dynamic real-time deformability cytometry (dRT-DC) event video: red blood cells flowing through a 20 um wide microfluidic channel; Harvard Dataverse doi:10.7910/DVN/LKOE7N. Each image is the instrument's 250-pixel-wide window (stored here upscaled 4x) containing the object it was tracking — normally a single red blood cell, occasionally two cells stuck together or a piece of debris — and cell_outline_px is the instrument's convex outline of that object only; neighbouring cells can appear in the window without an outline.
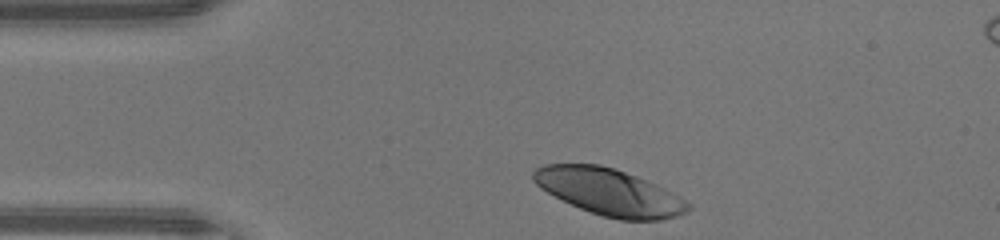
{"species": "human", "species_latin": "Homo sapiens", "temperature_condition": "warm", "stored_images_in_passage": 30, "camera_frame_rate_fps": 3000, "um_per_image_px": 0.085, "donor": {"sex": "male"}, "frame": {"image": 1, "passage_image": 1, "time_ms": 0.0, "image_size_px": [1000, 240], "cell_outline_px": [[692, 208], [688, 212], [676, 216], [660, 220], [620, 220], [604, 216], [580, 208], [540, 188], [532, 180], [532, 172], [536, 168], [544, 164], [600, 164], [636, 176], [656, 184], [680, 196], [692, 204]], "centroid_in_image_um": [51.82, 16.32], "position_along_channel_um": 33.2, "area_um2": 41.85}}
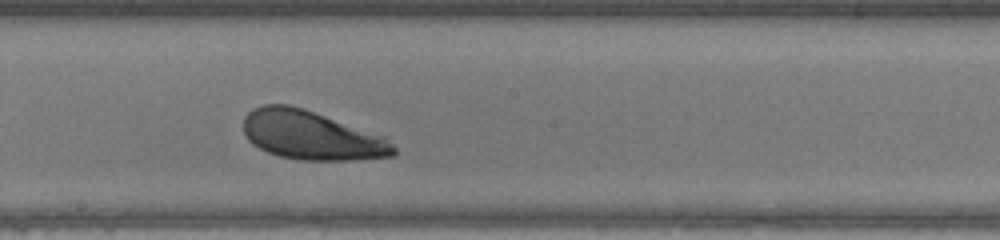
{"frame": {"image": 2, "passage_image": 17, "time_ms": 5.333, "image_size_px": [1000, 240], "cell_outline_px": [[396, 156], [352, 160], [300, 160], [280, 156], [268, 152], [252, 144], [248, 140], [244, 132], [244, 116], [252, 108], [264, 104], [288, 104], [304, 108], [384, 136], [396, 148]], "centroid_in_image_um": [26.46, 11.5], "position_along_channel_um": 221.7, "area_um2": 42.89}}
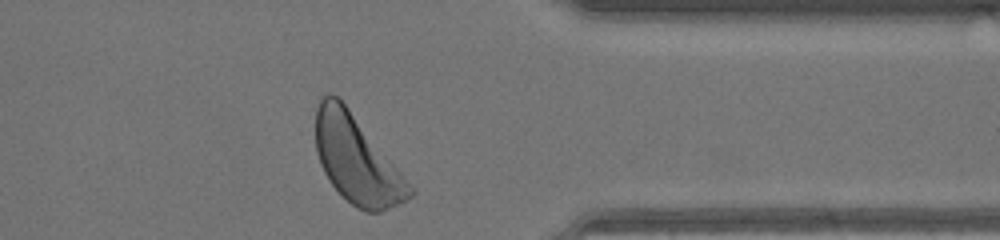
{"frame": {"image": 3, "passage_image": 29, "time_ms": 9.333, "image_size_px": [1000, 240], "cell_outline_px": [[416, 192], [412, 196], [380, 212], [364, 212], [356, 208], [332, 184], [324, 172], [320, 164], [316, 152], [316, 108], [320, 100], [328, 92], [336, 96], [348, 108], [416, 188]], "centroid_in_image_um": [30.35, 13.59], "position_along_channel_um": 381.1, "area_um2": 47.57}, "authors_computed_cell_mechanics": {"area_um2": 43.3211, "velocity_mm_per_s": 4.314, "shape_relaxation_time_tau1_ms": 1.5656, "shape_relaxation_time_tau2_ms": null, "deformation_change_tau1": 0.1183, "deformation_change_tau2": null}}